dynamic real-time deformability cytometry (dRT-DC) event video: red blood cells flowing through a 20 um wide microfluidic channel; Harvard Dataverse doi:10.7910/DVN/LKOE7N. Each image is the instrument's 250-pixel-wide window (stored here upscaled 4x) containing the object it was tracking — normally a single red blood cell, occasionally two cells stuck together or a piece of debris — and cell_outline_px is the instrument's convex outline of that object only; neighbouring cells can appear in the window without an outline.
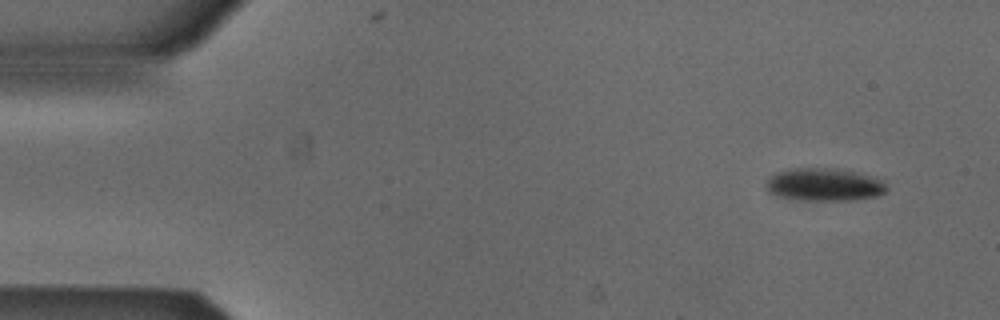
{"species": "Egyptian fruit bat (a non-hibernating species)", "species_latin": "Rousettus aegyptiacus", "temperature_condition": "cold", "stored_images_in_passage": 4, "camera_frame_rate_fps": 3000, "um_per_image_px": 0.085, "animal": {"sex": "male"}, "frame": {"image": 1, "passage_image": 1, "time_ms": 0.0, "image_size_px": [1000, 320], "cell_outline_px": [[888, 188], [884, 192], [876, 196], [852, 200], [792, 200], [776, 196], [768, 192], [764, 188], [764, 184], [776, 172], [792, 168], [848, 168], [876, 176], [884, 180]], "centroid_in_image_um": [70.08, 15.67], "position_along_channel_um": 14.9, "area_um2": 23.87}}
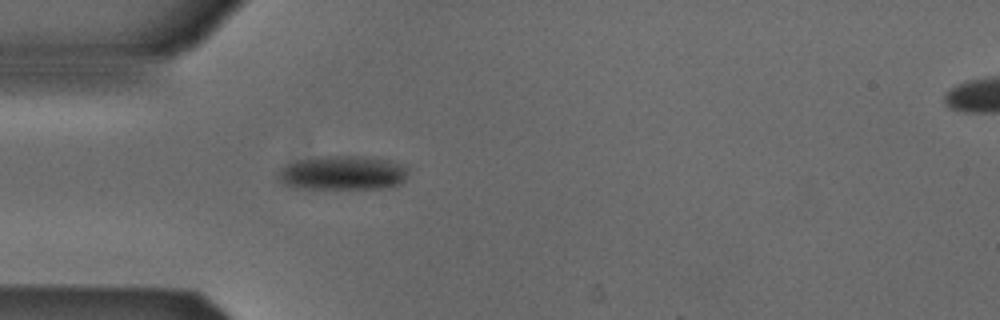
{"frame": {"image": 2, "passage_image": 4, "time_ms": 1.0, "image_size_px": [1000, 320], "cell_outline_px": [[408, 172], [404, 180], [400, 184], [380, 188], [292, 188], [276, 180], [276, 172], [280, 168], [296, 160], [320, 156], [364, 156], [392, 160], [408, 164]], "centroid_in_image_um": [29.11, 14.68], "position_along_channel_um": 55.9, "area_um2": 26.47}}